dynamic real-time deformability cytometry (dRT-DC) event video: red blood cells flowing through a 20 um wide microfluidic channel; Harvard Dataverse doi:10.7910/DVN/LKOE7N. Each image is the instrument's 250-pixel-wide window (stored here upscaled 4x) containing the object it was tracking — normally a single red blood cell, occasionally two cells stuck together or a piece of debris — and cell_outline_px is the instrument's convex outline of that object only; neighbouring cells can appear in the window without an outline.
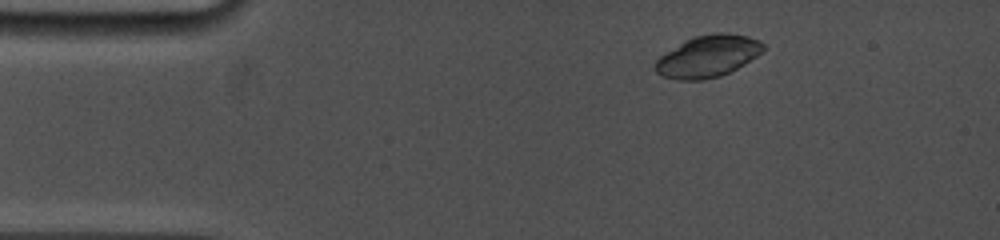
{"species": "common noctule bat (a hibernating species)", "species_latin": "Nyctalus noctula", "temperature_condition": "cold", "stored_images_in_passage": 19, "camera_frame_rate_fps": 5000, "um_per_image_px": 0.085, "animal": {"sex": "female", "body_mass_g": 19.0, "forearm_length_mm": 53.3}, "frame": {"image": 1, "passage_image": 8, "time_ms": 1.8, "image_size_px": [1000, 240], "cell_outline_px": [[764, 52], [744, 64], [720, 76], [704, 80], [676, 80], [664, 76], [656, 72], [652, 64], [660, 56], [684, 40], [696, 36], [716, 32], [724, 32], [748, 36], [760, 40], [764, 44]], "centroid_in_image_um": [60.17, 4.78], "position_along_channel_um": 24.8, "area_um2": 26.47}}
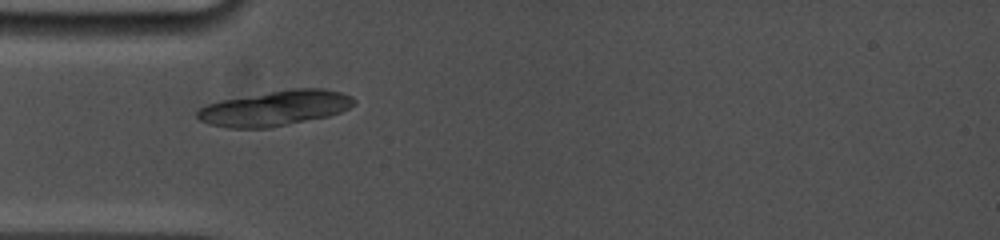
{"frame": {"image": 2, "passage_image": 18, "time_ms": 4.4, "image_size_px": [1000, 240], "cell_outline_px": [[356, 104], [340, 112], [328, 116], [268, 128], [228, 128], [208, 124], [200, 120], [196, 116], [196, 112], [200, 108], [208, 104], [220, 100], [288, 88], [324, 88], [340, 92], [352, 96], [356, 100]], "centroid_in_image_um": [23.38, 9.18], "position_along_channel_um": 61.6, "area_um2": 32.31}}